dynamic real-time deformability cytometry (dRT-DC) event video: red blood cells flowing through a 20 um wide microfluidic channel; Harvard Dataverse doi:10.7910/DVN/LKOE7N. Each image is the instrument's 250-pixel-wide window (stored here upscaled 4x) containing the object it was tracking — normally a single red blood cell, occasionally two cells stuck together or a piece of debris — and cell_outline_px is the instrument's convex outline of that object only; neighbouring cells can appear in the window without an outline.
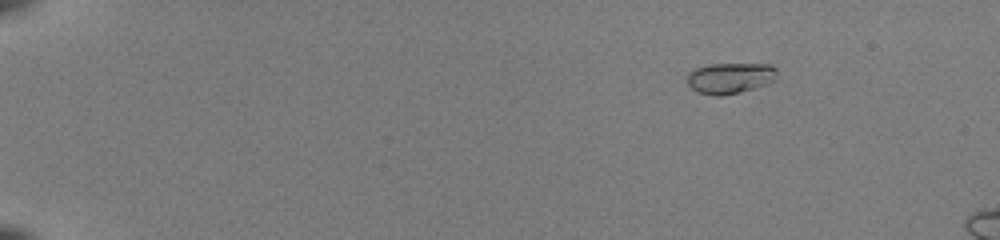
{"species": "common noctule bat (a hibernating species)", "species_latin": "Nyctalus noctula", "temperature_condition": "room temperature", "stored_images_in_passage": 9, "camera_frame_rate_fps": 3000, "um_per_image_px": 0.085, "animal": {"sex": "female", "body_mass_g": 22.0, "forearm_length_mm": 56.7}, "frame": {"image": 1, "passage_image": 1, "time_ms": 0.0, "image_size_px": [1000, 240], "cell_outline_px": [[776, 80], [768, 84], [740, 92], [720, 96], [716, 96], [696, 92], [688, 84], [688, 72], [696, 68], [708, 64], [772, 64], [776, 68]], "centroid_in_image_um": [62.07, 6.63], "position_along_channel_um": 22.9, "area_um2": 16.3}}